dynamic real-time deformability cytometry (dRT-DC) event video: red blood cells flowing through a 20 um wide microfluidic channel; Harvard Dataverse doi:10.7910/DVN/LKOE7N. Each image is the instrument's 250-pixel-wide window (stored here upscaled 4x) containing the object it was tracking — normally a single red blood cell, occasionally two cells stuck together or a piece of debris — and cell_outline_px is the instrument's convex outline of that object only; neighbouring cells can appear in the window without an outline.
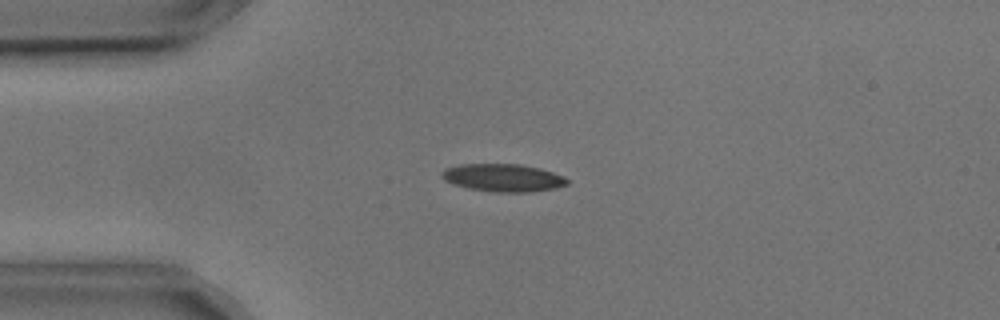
{"species": "common noctule bat (a hibernating species)", "species_latin": "Nyctalus noctula", "temperature_condition": "cold", "stored_images_in_passage": 3, "camera_frame_rate_fps": 3000, "um_per_image_px": 0.085, "animal": {"sex": "male", "body_mass_g": 17.9, "forearm_length_mm": 54.2}, "frame": {"image": 1, "passage_image": 3, "time_ms": 0.667, "image_size_px": [1000, 320], "cell_outline_px": [[568, 184], [556, 188], [528, 192], [496, 192], [468, 188], [452, 184], [444, 180], [440, 176], [440, 172], [444, 168], [460, 164], [520, 164], [540, 168], [564, 176], [568, 180]], "centroid_in_image_um": [42.72, 15.1], "position_along_channel_um": 42.3, "area_um2": 20.4}}